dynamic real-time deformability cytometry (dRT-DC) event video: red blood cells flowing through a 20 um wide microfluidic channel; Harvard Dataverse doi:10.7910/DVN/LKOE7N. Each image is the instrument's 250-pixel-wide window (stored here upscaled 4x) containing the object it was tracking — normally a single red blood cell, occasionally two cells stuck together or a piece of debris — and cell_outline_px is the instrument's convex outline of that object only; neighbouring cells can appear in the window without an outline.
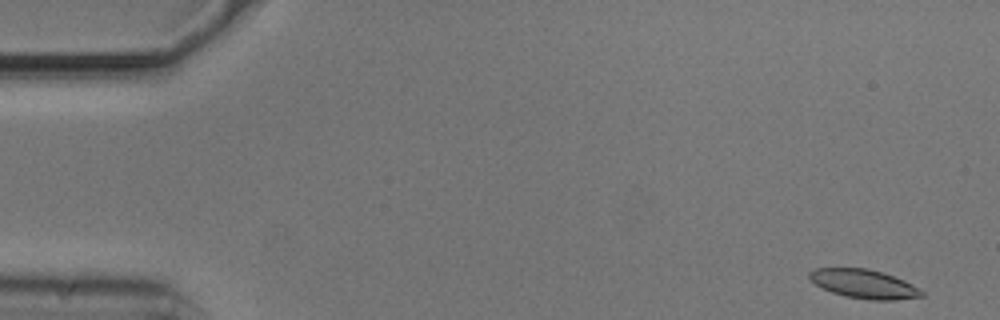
{"species": "common noctule bat (a hibernating species)", "species_latin": "Nyctalus noctula", "temperature_condition": "cold", "stored_images_in_passage": 53, "camera_frame_rate_fps": 3000, "um_per_image_px": 0.085, "animal": {"sex": "male", "body_mass_g": 20.5, "forearm_length_mm": 52.5}, "frame": {"image": 1, "passage_image": 1, "time_ms": 0.0, "image_size_px": [1000, 320], "cell_outline_px": [[924, 296], [896, 300], [868, 300], [844, 296], [832, 292], [816, 284], [808, 276], [808, 272], [816, 268], [868, 268], [904, 280], [920, 288], [924, 292]], "centroid_in_image_um": [73.46, 24.14], "position_along_channel_um": 11.5, "area_um2": 18.84}}
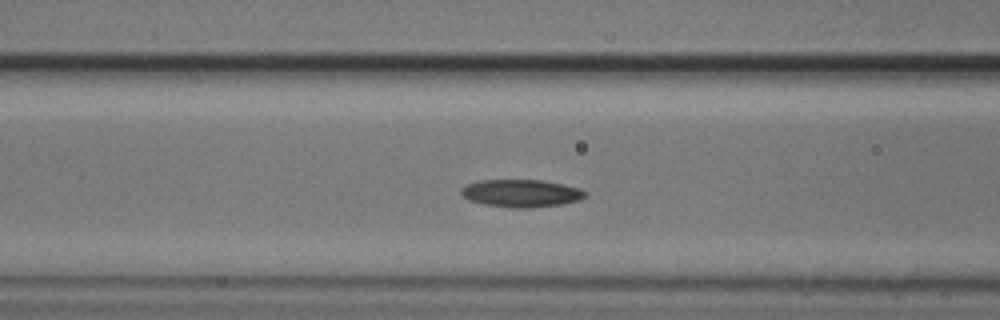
{"frame": {"image": 2, "passage_image": 20, "time_ms": 6.333, "image_size_px": [1000, 320], "cell_outline_px": [[588, 192], [580, 200], [560, 204], [528, 208], [516, 208], [484, 204], [468, 200], [460, 192], [460, 188], [468, 184], [480, 180], [540, 180], [564, 184], [580, 188]], "centroid_in_image_um": [44.31, 16.42], "position_along_channel_um": 122.3, "area_um2": 19.88}}
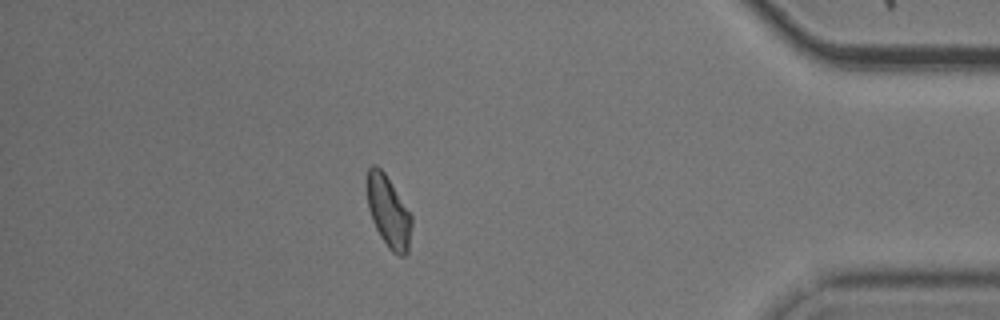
{"frame": {"image": 3, "passage_image": 46, "time_ms": 15.0, "image_size_px": [1000, 320], "cell_outline_px": [[412, 224], [408, 252], [404, 256], [400, 256], [392, 252], [388, 248], [380, 236], [372, 220], [368, 208], [364, 180], [368, 168], [372, 164], [376, 164], [384, 172], [412, 216]], "centroid_in_image_um": [32.98, 17.96], "position_along_channel_um": 402.2, "area_um2": 18.96}}